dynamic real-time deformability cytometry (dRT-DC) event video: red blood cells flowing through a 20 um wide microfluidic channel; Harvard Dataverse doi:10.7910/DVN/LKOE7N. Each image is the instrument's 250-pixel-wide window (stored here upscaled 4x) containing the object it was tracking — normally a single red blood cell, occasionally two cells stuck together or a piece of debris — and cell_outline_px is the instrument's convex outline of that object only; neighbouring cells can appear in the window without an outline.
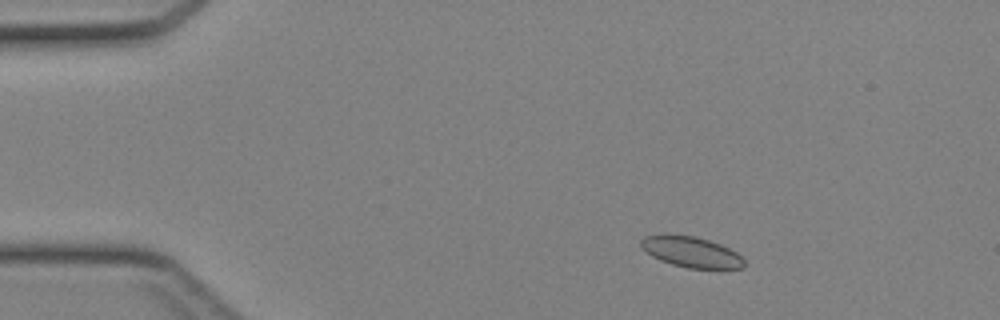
{"species": "Egyptian fruit bat (a non-hibernating species)", "species_latin": "Rousettus aegyptiacus", "temperature_condition": "cold", "stored_images_in_passage": 38, "camera_frame_rate_fps": 3000, "um_per_image_px": 0.085, "animal": {"sex": "female"}, "frame": {"image": 1, "passage_image": 1, "time_ms": 0.0, "image_size_px": [1000, 320], "cell_outline_px": [[744, 268], [688, 268], [672, 264], [660, 260], [652, 256], [640, 248], [640, 240], [644, 236], [696, 236], [720, 244], [736, 252], [744, 260]], "centroid_in_image_um": [58.75, 21.43], "position_along_channel_um": 26.3, "area_um2": 18.03}}
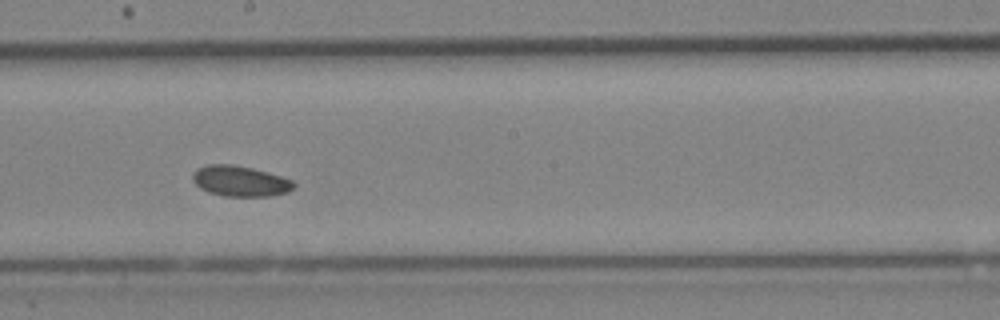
{"frame": {"image": 2, "passage_image": 19, "time_ms": 6.0, "image_size_px": [1000, 320], "cell_outline_px": [[296, 188], [288, 192], [268, 196], [224, 196], [208, 192], [200, 188], [192, 180], [192, 172], [196, 168], [208, 164], [232, 164], [252, 168], [268, 172], [292, 180], [296, 184]], "centroid_in_image_um": [20.4, 15.39], "position_along_channel_um": 227.8, "area_um2": 18.21}}
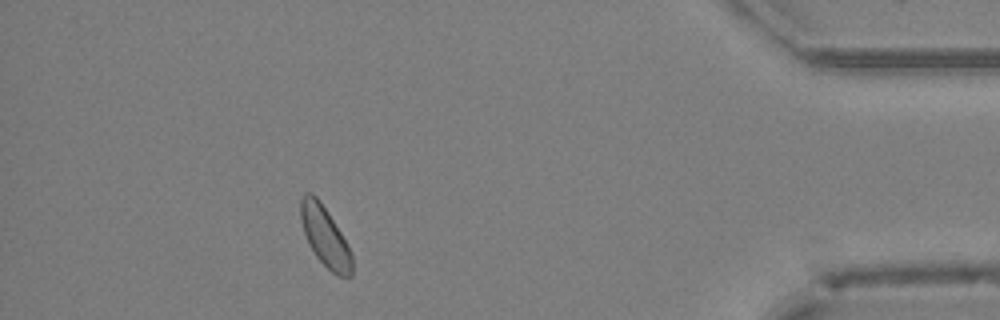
{"frame": {"image": 3, "passage_image": 34, "time_ms": 11.0, "image_size_px": [1000, 320], "cell_outline_px": [[352, 276], [340, 276], [332, 272], [316, 256], [308, 244], [300, 220], [300, 200], [304, 192], [312, 192], [316, 196], [328, 212], [340, 232], [352, 256]], "centroid_in_image_um": [27.59, 20.06], "position_along_channel_um": 407.6, "area_um2": 17.69}}